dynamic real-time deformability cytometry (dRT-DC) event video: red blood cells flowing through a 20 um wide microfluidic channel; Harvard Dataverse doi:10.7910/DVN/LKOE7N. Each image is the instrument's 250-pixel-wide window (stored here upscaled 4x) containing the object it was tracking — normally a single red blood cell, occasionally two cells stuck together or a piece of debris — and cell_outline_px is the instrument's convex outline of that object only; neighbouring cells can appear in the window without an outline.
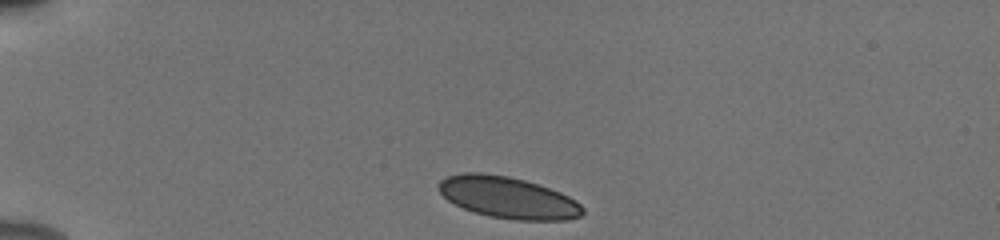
{"species": "human", "species_latin": "Homo sapiens", "temperature_condition": "cold", "stored_images_in_passage": 41, "camera_frame_rate_fps": 3000, "um_per_image_px": 0.085, "donor": {"sex": "male"}, "frame": {"image": 1, "passage_image": 1, "time_ms": 0.0, "image_size_px": [1000, 240], "cell_outline_px": [[584, 212], [580, 216], [568, 220], [516, 220], [488, 216], [464, 208], [448, 200], [436, 188], [436, 184], [440, 180], [448, 176], [464, 172], [480, 172], [508, 176], [524, 180], [560, 192], [576, 200], [584, 208]], "centroid_in_image_um": [43.17, 16.79], "position_along_channel_um": 41.8, "area_um2": 34.85}}
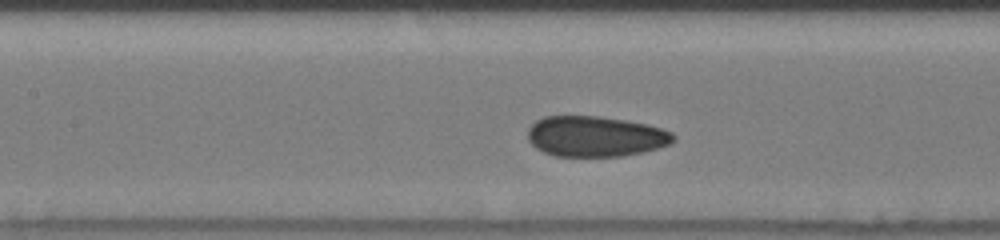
{"frame": {"image": 2, "passage_image": 14, "time_ms": 4.333, "image_size_px": [1000, 240], "cell_outline_px": [[676, 140], [672, 144], [644, 152], [620, 156], [556, 156], [544, 152], [536, 148], [528, 140], [528, 128], [536, 120], [544, 116], [596, 116], [624, 120], [648, 124], [672, 132], [676, 136]], "centroid_in_image_um": [50.63, 11.59], "position_along_channel_um": 156.8, "area_um2": 34.56}}
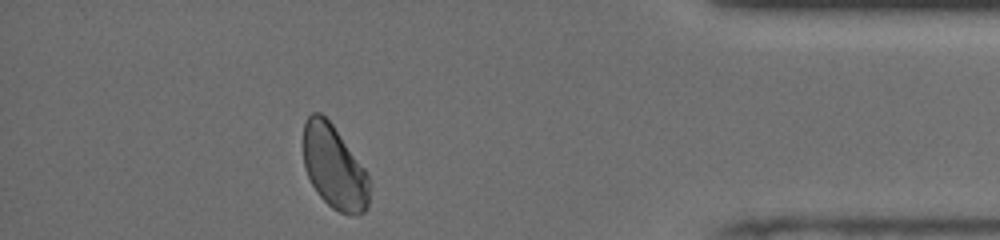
{"frame": {"image": 3, "passage_image": 36, "time_ms": 11.667, "image_size_px": [1000, 240], "cell_outline_px": [[372, 184], [368, 208], [364, 212], [356, 216], [340, 212], [332, 208], [316, 192], [304, 168], [304, 124], [308, 116], [312, 112], [320, 112], [332, 124], [364, 168]], "centroid_in_image_um": [28.43, 14.25], "position_along_channel_um": 406.8, "area_um2": 32.31}, "authors_computed_cell_mechanics": {"area_um2": 34.2754, "velocity_mm_per_s": 3.8416, "shape_relaxation_time_tau1_ms": 6.8672, "shape_relaxation_time_tau2_ms": 1.265, "deformation_change_tau1": 0.0782, "deformation_change_tau2": 0.0556}}